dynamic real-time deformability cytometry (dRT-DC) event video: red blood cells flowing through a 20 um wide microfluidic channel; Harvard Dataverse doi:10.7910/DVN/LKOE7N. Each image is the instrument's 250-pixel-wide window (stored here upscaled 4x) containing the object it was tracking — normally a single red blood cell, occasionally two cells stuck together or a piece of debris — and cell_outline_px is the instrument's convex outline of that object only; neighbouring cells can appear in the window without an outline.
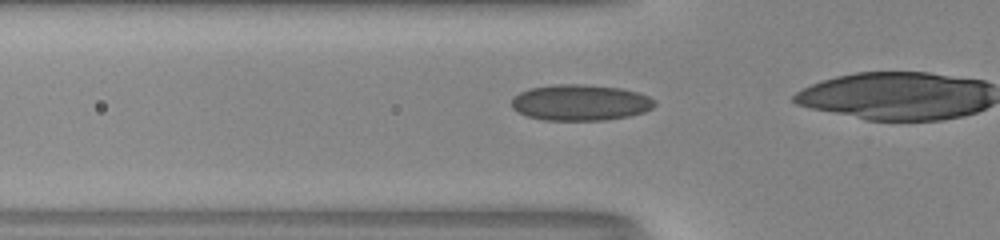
{"species": "human", "species_latin": "Homo sapiens", "temperature_condition": "room temperature", "stored_images_in_passage": 39, "camera_frame_rate_fps": 3000, "um_per_image_px": 0.085, "donor": {"sex": "male"}, "frame": {"image": 1, "passage_image": 16, "time_ms": 5.0, "image_size_px": [1000, 240], "cell_outline_px": [[656, 104], [652, 108], [644, 112], [628, 116], [604, 120], [544, 120], [528, 116], [512, 108], [512, 96], [528, 88], [556, 84], [580, 84], [620, 88], [636, 92], [648, 96], [656, 100]], "centroid_in_image_um": [49.32, 8.71], "position_along_channel_um": 76.5, "area_um2": 30.0}}
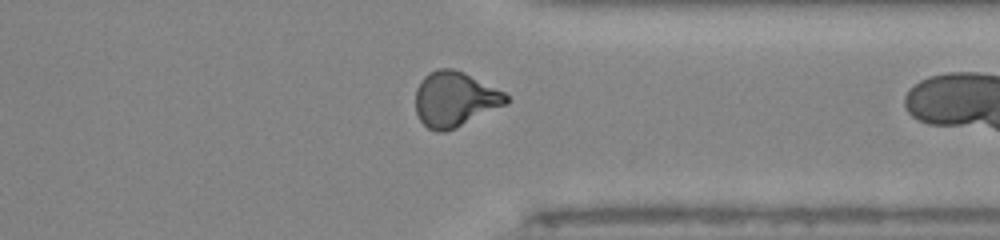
{"frame": {"image": 2, "passage_image": 38, "time_ms": 12.333, "image_size_px": [1000, 240], "cell_outline_px": [[508, 104], [456, 128], [444, 132], [436, 132], [428, 128], [420, 120], [416, 112], [416, 88], [420, 80], [428, 72], [436, 68], [452, 68], [464, 72], [504, 92], [508, 96]], "centroid_in_image_um": [38.65, 8.43], "position_along_channel_um": 372.8, "area_um2": 29.3}}